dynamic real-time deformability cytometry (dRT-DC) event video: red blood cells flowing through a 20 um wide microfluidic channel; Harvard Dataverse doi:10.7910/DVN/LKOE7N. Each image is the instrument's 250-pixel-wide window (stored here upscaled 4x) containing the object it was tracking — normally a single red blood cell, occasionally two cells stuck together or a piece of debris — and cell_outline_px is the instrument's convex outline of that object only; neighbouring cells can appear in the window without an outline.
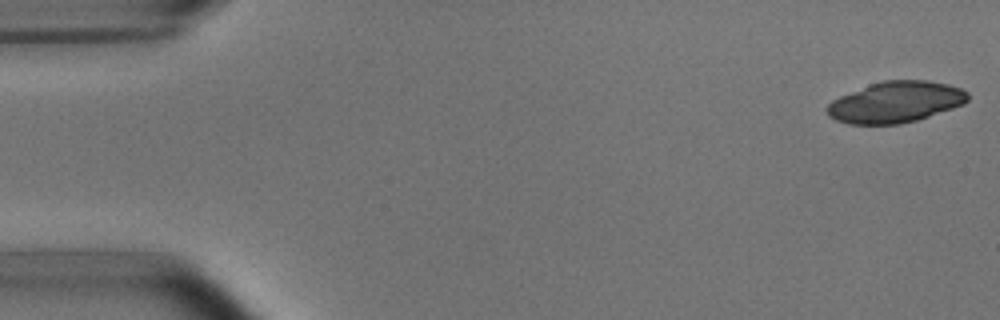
{"species": "common noctule bat (a hibernating species)", "species_latin": "Nyctalus noctula", "temperature_condition": "room temperature", "stored_images_in_passage": 9, "camera_frame_rate_fps": 3000, "um_per_image_px": 0.085, "animal": {"sex": "male", "body_mass_g": 15.6}, "frame": {"image": 1, "passage_image": 1, "time_ms": 0.0, "image_size_px": [1000, 320], "cell_outline_px": [[968, 100], [964, 104], [916, 120], [900, 124], [848, 124], [836, 120], [828, 116], [828, 104], [832, 100], [840, 96], [868, 84], [884, 80], [928, 80], [948, 84], [960, 88], [968, 92]], "centroid_in_image_um": [76.12, 8.67], "position_along_channel_um": 8.9, "area_um2": 33.64}}